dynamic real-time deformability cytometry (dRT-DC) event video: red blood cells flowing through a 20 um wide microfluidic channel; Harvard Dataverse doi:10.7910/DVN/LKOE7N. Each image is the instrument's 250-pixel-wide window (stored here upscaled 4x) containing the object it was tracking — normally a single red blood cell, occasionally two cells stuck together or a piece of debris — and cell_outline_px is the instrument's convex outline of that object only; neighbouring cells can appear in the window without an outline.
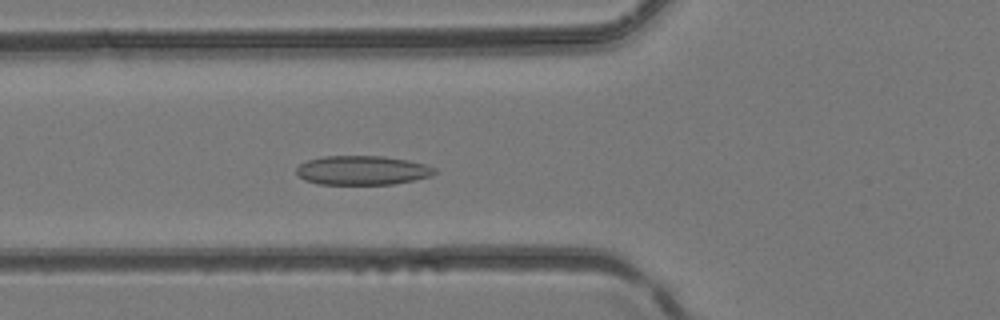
{"species": "common noctule bat (a hibernating species)", "species_latin": "Nyctalus noctula", "temperature_condition": "room temperature", "stored_images_in_passage": 41, "segment_of_instrument_passage": [1, 2], "camera_frame_rate_fps": 3000, "um_per_image_px": 0.085, "animal": {"sex": "female", "body_mass_g": 24.6, "forearm_length_mm": 56.2}, "frame": {"image": 1, "passage_image": 14, "time_ms": 4.333, "image_size_px": [1000, 320], "cell_outline_px": [[436, 172], [432, 176], [392, 184], [316, 184], [304, 180], [296, 172], [296, 168], [300, 164], [308, 160], [324, 156], [384, 156], [408, 160], [424, 164], [436, 168]], "centroid_in_image_um": [30.79, 14.47], "position_along_channel_um": 95.0, "area_um2": 23.47}}
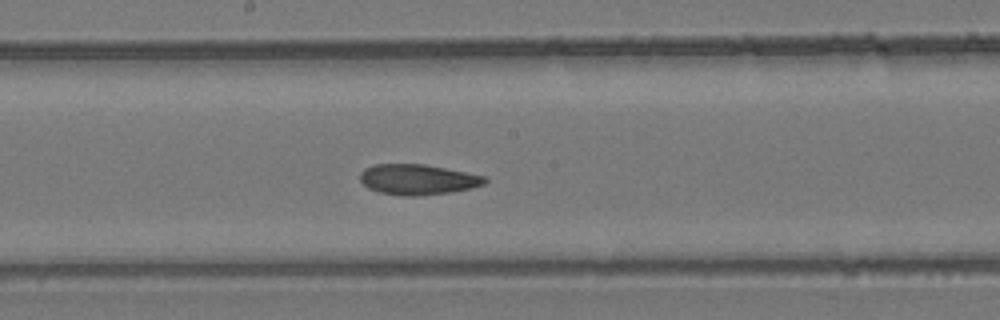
{"frame": {"image": 2, "passage_image": 21, "time_ms": 6.667, "image_size_px": [1000, 320], "cell_outline_px": [[488, 180], [484, 184], [472, 188], [452, 192], [416, 196], [400, 196], [380, 192], [368, 188], [360, 180], [360, 172], [364, 168], [372, 164], [424, 164], [484, 176]], "centroid_in_image_um": [35.47, 15.26], "position_along_channel_um": 212.7, "area_um2": 22.14}}
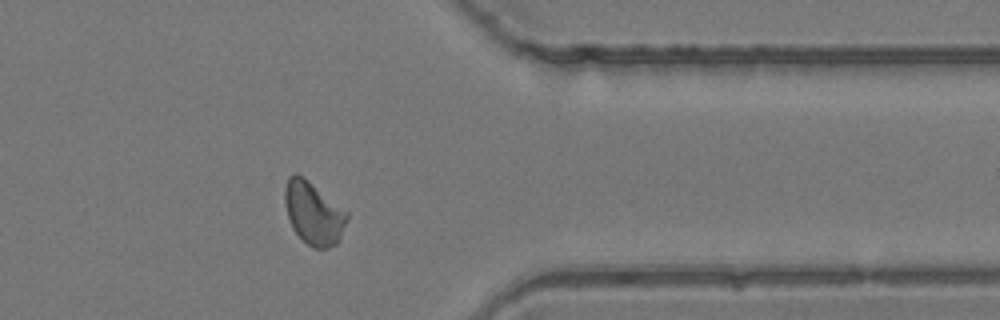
{"frame": {"image": 3, "passage_image": 32, "time_ms": 10.333, "image_size_px": [1000, 320], "cell_outline_px": [[348, 220], [336, 244], [328, 248], [312, 248], [292, 228], [288, 220], [284, 204], [284, 188], [288, 176], [296, 172], [348, 212]], "centroid_in_image_um": [26.62, 18.12], "position_along_channel_um": 384.8, "area_um2": 22.54}}